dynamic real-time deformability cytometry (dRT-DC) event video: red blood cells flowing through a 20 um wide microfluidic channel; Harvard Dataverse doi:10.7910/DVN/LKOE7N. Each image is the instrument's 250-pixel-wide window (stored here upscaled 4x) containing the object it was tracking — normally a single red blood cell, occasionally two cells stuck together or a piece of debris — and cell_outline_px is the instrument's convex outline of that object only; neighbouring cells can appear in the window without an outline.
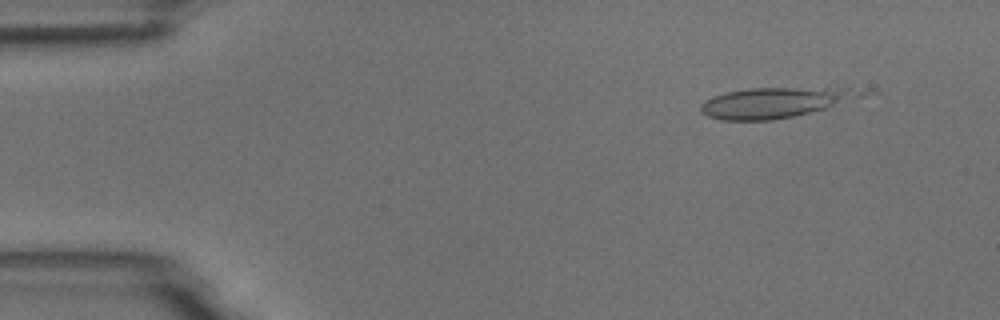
{"species": "common noctule bat (a hibernating species)", "species_latin": "Nyctalus noctula", "temperature_condition": "room temperature", "stored_images_in_passage": 5, "camera_frame_rate_fps": 3000, "um_per_image_px": 0.085, "animal": {"sex": "male", "body_mass_g": 18.8}, "frame": {"image": 1, "passage_image": 5, "time_ms": 5.667, "image_size_px": [1000, 320], "cell_outline_px": [[876, 92], [824, 108], [792, 116], [772, 120], [720, 120], [708, 116], [700, 112], [700, 104], [704, 100], [712, 96], [728, 92], [748, 88], [848, 88]], "centroid_in_image_um": [65.84, 8.7], "position_along_channel_um": 19.2, "area_um2": 28.15}}